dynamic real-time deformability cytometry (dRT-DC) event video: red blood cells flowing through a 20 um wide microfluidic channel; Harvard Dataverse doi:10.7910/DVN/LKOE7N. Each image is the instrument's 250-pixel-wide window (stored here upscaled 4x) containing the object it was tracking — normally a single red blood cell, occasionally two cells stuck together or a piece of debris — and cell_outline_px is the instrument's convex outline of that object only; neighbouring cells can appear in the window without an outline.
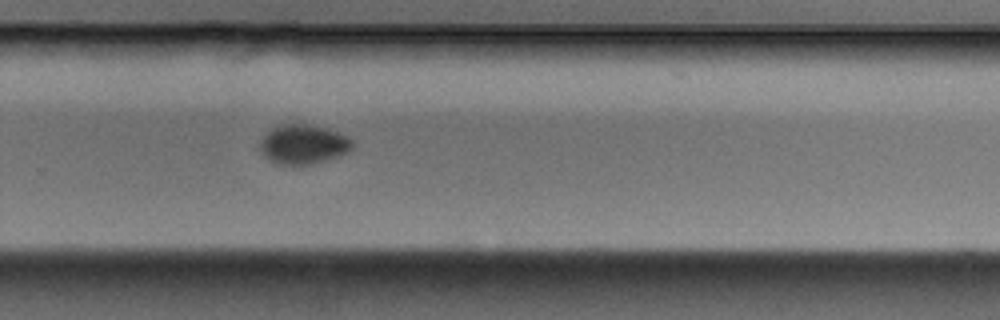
{"species": "Egyptian fruit bat (a non-hibernating species)", "species_latin": "Rousettus aegyptiacus", "temperature_condition": "cold", "stored_images_in_passage": 38, "camera_frame_rate_fps": 3000, "um_per_image_px": 0.085, "animal": {"sex": "male"}, "frame": {"image": 1, "passage_image": 22, "time_ms": 7.0, "image_size_px": [1000, 320], "cell_outline_px": [[344, 144], [340, 148], [324, 152], [304, 156], [284, 156], [276, 152], [268, 144], [272, 136], [284, 132], [316, 132], [332, 136], [340, 140]], "centroid_in_image_um": [25.8, 12.2], "position_along_channel_um": 304.0, "area_um2": 10.06}}
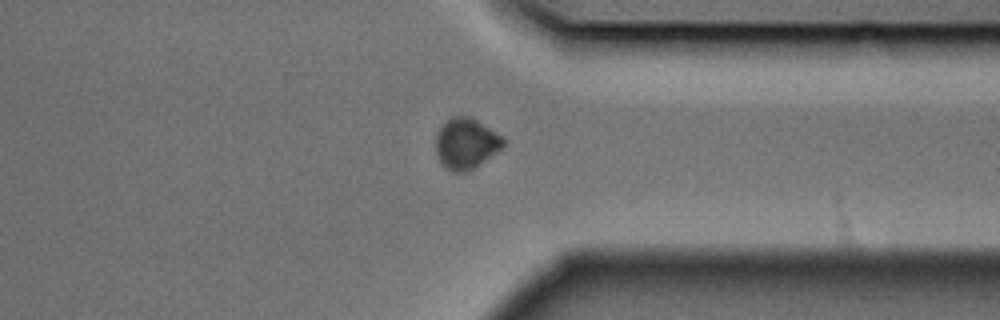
{"frame": {"image": 2, "passage_image": 27, "time_ms": 8.667, "image_size_px": [1000, 320], "cell_outline_px": [[500, 144], [476, 160], [464, 164], [452, 164], [440, 152], [440, 136], [444, 128], [448, 124], [464, 120], [488, 132], [500, 140]], "centroid_in_image_um": [39.58, 12.12], "position_along_channel_um": 371.8, "area_um2": 13.12}}
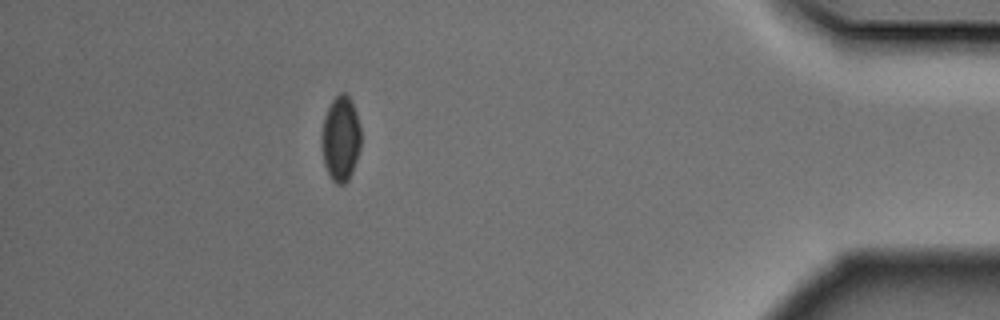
{"frame": {"image": 3, "passage_image": 33, "time_ms": 10.667, "image_size_px": [1000, 320], "cell_outline_px": [[356, 152], [352, 164], [344, 180], [340, 180], [332, 172], [328, 164], [324, 152], [324, 132], [328, 116], [336, 100], [340, 96], [344, 96], [352, 112], [356, 124]], "centroid_in_image_um": [28.93, 11.78], "position_along_channel_um": 406.3, "area_um2": 14.45}}